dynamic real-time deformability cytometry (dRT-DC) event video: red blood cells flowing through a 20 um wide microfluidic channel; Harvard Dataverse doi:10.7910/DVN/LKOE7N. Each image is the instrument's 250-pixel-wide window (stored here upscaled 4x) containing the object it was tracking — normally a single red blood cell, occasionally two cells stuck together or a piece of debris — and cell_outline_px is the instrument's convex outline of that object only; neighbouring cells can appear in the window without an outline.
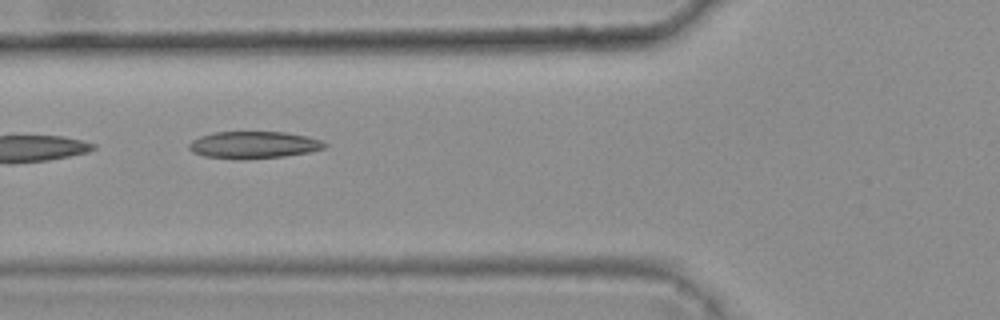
{"species": "common noctule bat (a hibernating species)", "species_latin": "Nyctalus noctula", "temperature_condition": "warm", "stored_images_in_passage": 6, "camera_frame_rate_fps": 3000, "um_per_image_px": 0.085, "animal": {"sex": "female", "body_mass_g": 25.1}, "frame": {"image": 1, "passage_image": 6, "time_ms": 1.667, "image_size_px": [1000, 320], "cell_outline_px": [[328, 144], [324, 148], [308, 152], [284, 156], [204, 156], [192, 152], [188, 148], [188, 144], [192, 140], [200, 136], [212, 132], [284, 132], [308, 136], [320, 140]], "centroid_in_image_um": [21.58, 12.26], "position_along_channel_um": 104.2, "area_um2": 20.35}}